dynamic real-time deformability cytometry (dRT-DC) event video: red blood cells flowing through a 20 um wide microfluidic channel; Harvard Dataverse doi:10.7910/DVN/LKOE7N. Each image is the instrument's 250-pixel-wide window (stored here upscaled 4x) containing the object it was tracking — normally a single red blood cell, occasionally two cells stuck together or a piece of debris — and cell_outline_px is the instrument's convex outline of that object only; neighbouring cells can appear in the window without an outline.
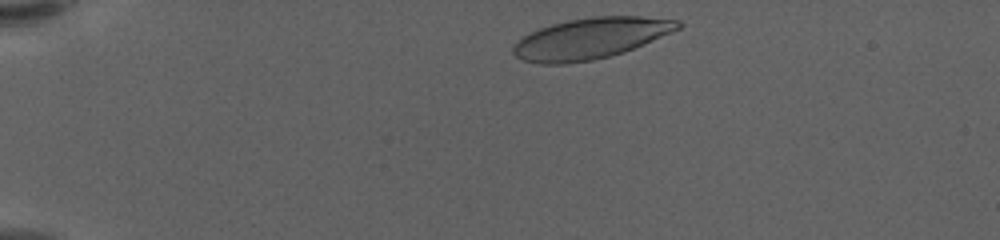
{"species": "human", "species_latin": "Homo sapiens", "temperature_condition": "warm", "stored_images_in_passage": 41, "camera_frame_rate_fps": 3000, "um_per_image_px": 0.085, "donor": {"sex": "female"}, "frame": {"image": 1, "passage_image": 2, "time_ms": 0.333, "image_size_px": [1000, 240], "cell_outline_px": [[684, 24], [680, 28], [672, 32], [624, 52], [592, 60], [564, 64], [540, 64], [520, 60], [512, 52], [512, 48], [524, 36], [540, 28], [552, 24], [568, 20], [592, 16], [640, 16], [680, 20]], "centroid_in_image_um": [50.22, 3.26], "position_along_channel_um": 34.8, "area_um2": 39.19}}
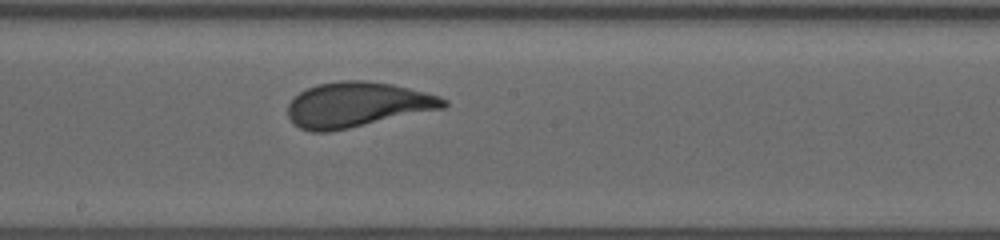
{"frame": {"image": 2, "passage_image": 24, "time_ms": 7.667, "image_size_px": [1000, 240], "cell_outline_px": [[448, 104], [444, 108], [348, 128], [328, 132], [312, 132], [300, 128], [288, 116], [288, 104], [300, 92], [316, 84], [340, 80], [364, 80], [392, 84], [440, 96], [448, 100]], "centroid_in_image_um": [30.36, 8.89], "position_along_channel_um": 217.8, "area_um2": 40.58}}
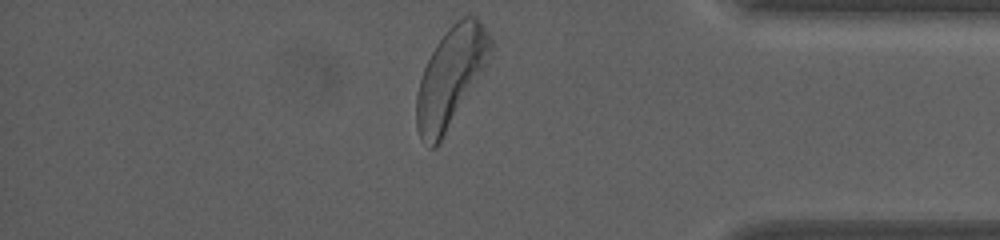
{"frame": {"image": 3, "passage_image": 41, "time_ms": 13.333, "image_size_px": [1000, 240], "cell_outline_px": [[492, 48], [484, 72], [440, 144], [436, 148], [428, 148], [420, 136], [416, 128], [416, 96], [420, 80], [424, 68], [436, 44], [448, 28], [456, 20], [464, 16], [476, 16], [480, 20], [488, 32], [492, 40]], "centroid_in_image_um": [38.33, 6.59], "position_along_channel_um": 396.9, "area_um2": 43.06}, "authors_computed_cell_mechanics": {"area_um2": 40.1132, "velocity_mm_per_s": 3.5025, "shape_relaxation_time_tau1_ms": 3.2078, "shape_relaxation_time_tau2_ms": null, "deformation_change_tau1": 0.1736, "deformation_change_tau2": null}}